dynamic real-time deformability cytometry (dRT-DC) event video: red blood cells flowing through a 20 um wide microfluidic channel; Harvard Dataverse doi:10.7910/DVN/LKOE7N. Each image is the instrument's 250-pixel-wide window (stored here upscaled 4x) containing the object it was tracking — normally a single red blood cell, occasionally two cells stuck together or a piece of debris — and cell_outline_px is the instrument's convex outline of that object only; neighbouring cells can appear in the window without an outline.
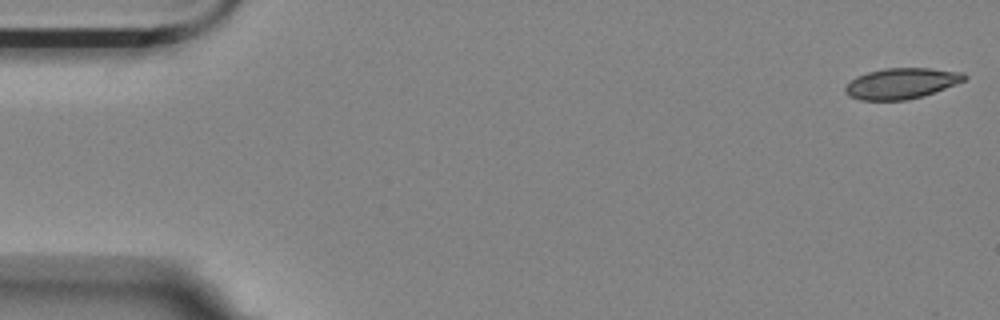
{"species": "Egyptian fruit bat (a non-hibernating species)", "species_latin": "Rousettus aegyptiacus", "temperature_condition": "room temperature", "stored_images_in_passage": 6, "camera_frame_rate_fps": 3000, "um_per_image_px": 0.085, "animal": {"sex": "female"}, "frame": {"image": 1, "passage_image": 1, "time_ms": 0.0, "image_size_px": [1000, 320], "cell_outline_px": [[968, 76], [964, 80], [956, 84], [924, 96], [904, 100], [860, 100], [848, 96], [844, 92], [844, 88], [856, 76], [868, 72], [884, 68], [932, 68], [964, 72]], "centroid_in_image_um": [76.63, 7.08], "position_along_channel_um": 8.4, "area_um2": 21.44}}
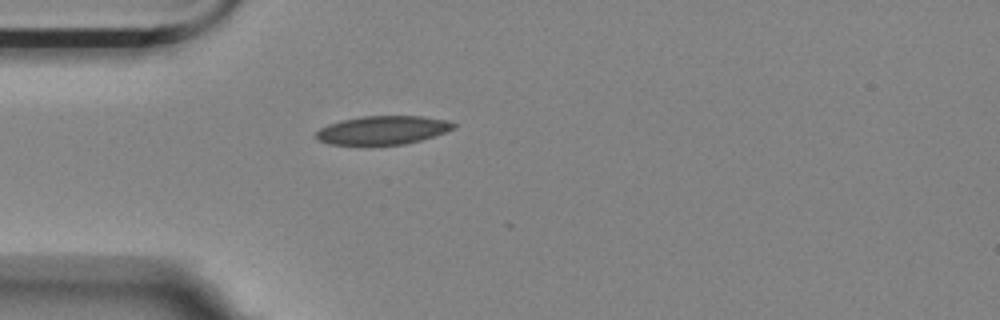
{"frame": {"image": 2, "passage_image": 5, "time_ms": 4.667, "image_size_px": [1000, 320], "cell_outline_px": [[456, 124], [452, 128], [444, 132], [420, 140], [404, 144], [368, 148], [332, 144], [320, 140], [316, 136], [316, 132], [320, 128], [328, 124], [344, 120], [364, 116], [424, 116], [448, 120]], "centroid_in_image_um": [32.49, 11.1], "position_along_channel_um": 52.5, "area_um2": 23.41}}